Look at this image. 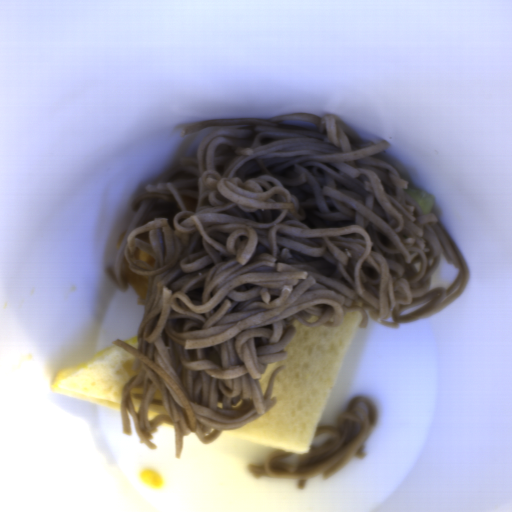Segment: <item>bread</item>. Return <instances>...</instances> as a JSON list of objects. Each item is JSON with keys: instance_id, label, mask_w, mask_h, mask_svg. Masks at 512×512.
Segmentation results:
<instances>
[{"instance_id": "8d2b1439", "label": "bread", "mask_w": 512, "mask_h": 512, "mask_svg": "<svg viewBox=\"0 0 512 512\" xmlns=\"http://www.w3.org/2000/svg\"><path fill=\"white\" fill-rule=\"evenodd\" d=\"M361 312L345 313L341 325L305 326L294 320L285 346L287 357L270 363L260 378L262 395L277 372L271 397L275 404L256 420L220 434L269 449L306 455L314 431L334 390Z\"/></svg>"}, {"instance_id": "cb027b5d", "label": "bread", "mask_w": 512, "mask_h": 512, "mask_svg": "<svg viewBox=\"0 0 512 512\" xmlns=\"http://www.w3.org/2000/svg\"><path fill=\"white\" fill-rule=\"evenodd\" d=\"M137 358L116 345L88 362L56 372L54 394L121 411L122 386L136 375Z\"/></svg>"}, {"instance_id": "b6be36c0", "label": "bread", "mask_w": 512, "mask_h": 512, "mask_svg": "<svg viewBox=\"0 0 512 512\" xmlns=\"http://www.w3.org/2000/svg\"><path fill=\"white\" fill-rule=\"evenodd\" d=\"M122 343H124V344H126V345H128V346H130V347H132V348L137 350V348H138V335L134 336V337H131L128 340H126L125 342H122Z\"/></svg>"}]
</instances>
